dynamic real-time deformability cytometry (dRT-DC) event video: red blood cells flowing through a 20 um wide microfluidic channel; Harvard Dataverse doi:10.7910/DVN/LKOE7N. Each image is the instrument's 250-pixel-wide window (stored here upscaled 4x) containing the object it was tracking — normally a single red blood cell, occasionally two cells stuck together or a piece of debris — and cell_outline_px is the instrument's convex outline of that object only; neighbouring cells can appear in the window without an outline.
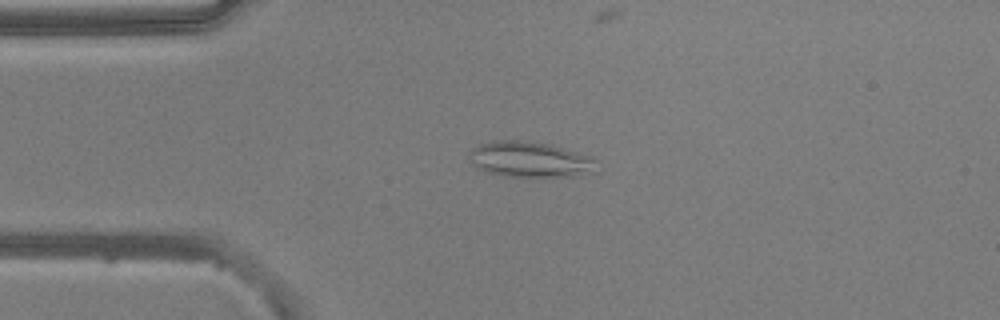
{"species": "common noctule bat (a hibernating species)", "species_latin": "Nyctalus noctula", "temperature_condition": "warm", "stored_images_in_passage": 50, "camera_frame_rate_fps": 3000, "um_per_image_px": 0.085, "animal": {"sex": "male", "body_mass_g": 20.5, "forearm_length_mm": 52.5}, "frame": {"image": 1, "passage_image": 12, "time_ms": 3.667, "image_size_px": [1000, 320], "cell_outline_px": [[600, 160], [596, 172], [572, 176], [508, 176], [484, 172], [476, 168], [472, 164], [468, 152], [472, 148], [480, 144], [496, 140], [524, 140], [552, 144], [592, 156]], "centroid_in_image_um": [45.1, 13.54], "position_along_channel_um": 39.9, "area_um2": 26.99}}
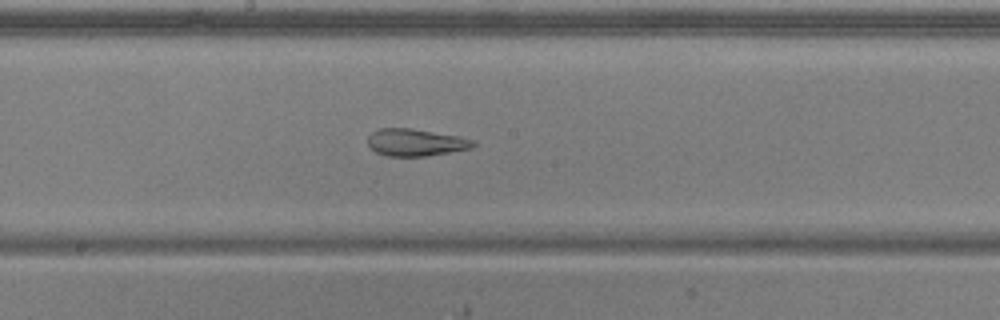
{"frame": {"image": 2, "passage_image": 27, "time_ms": 8.667, "image_size_px": [1000, 320], "cell_outline_px": [[476, 144], [472, 148], [424, 156], [384, 156], [376, 152], [368, 144], [368, 136], [372, 132], [380, 128], [412, 128], [456, 136], [472, 140]], "centroid_in_image_um": [35.28, 12.1], "position_along_channel_um": 212.9, "area_um2": 16.47}}
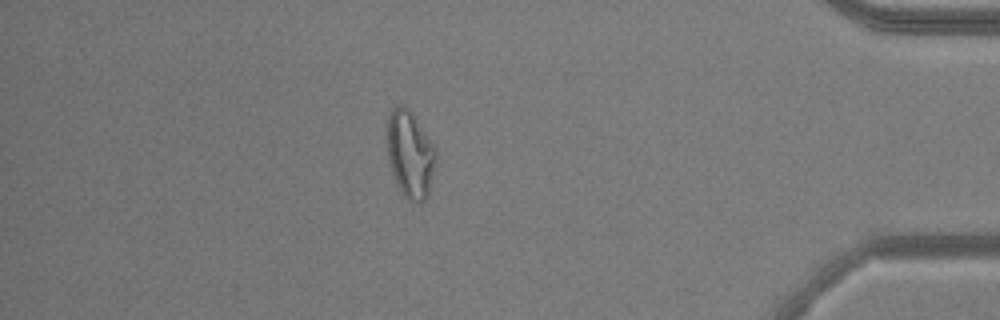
{"frame": {"image": 3, "passage_image": 45, "time_ms": 14.667, "image_size_px": [1000, 320], "cell_outline_px": [[436, 152], [428, 196], [420, 204], [408, 200], [404, 196], [396, 184], [392, 172], [388, 156], [388, 112], [396, 104], [400, 104], [408, 108], [412, 112], [436, 148]], "centroid_in_image_um": [34.85, 13.1], "position_along_channel_um": 400.4, "area_um2": 24.62}, "authors_computed_cell_mechanics": {"area_um2": 23.0044, "velocity_mm_per_s": 3.8569, "shape_relaxation_time_tau1_ms": null, "shape_relaxation_time_tau2_ms": 2.2587, "deformation_change_tau1": null, "deformation_change_tau2": 0.1217}}